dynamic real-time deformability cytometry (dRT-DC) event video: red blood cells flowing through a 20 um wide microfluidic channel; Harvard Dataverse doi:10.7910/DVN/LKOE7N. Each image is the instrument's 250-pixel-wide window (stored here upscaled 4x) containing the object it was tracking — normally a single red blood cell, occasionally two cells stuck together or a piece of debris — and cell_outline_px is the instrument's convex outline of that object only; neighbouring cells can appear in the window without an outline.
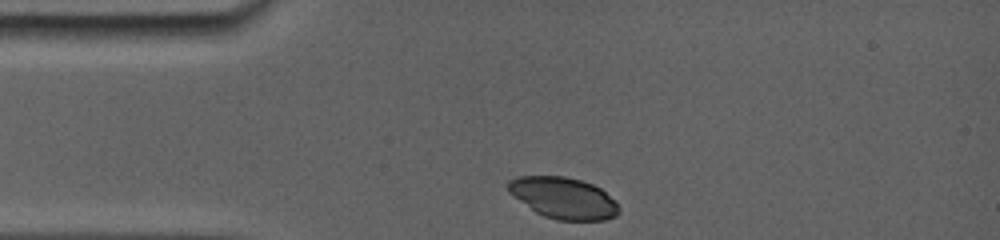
{"species": "common noctule bat (a hibernating species)", "species_latin": "Nyctalus noctula", "temperature_condition": "room temperature", "stored_images_in_passage": 17, "camera_frame_rate_fps": 5000, "um_per_image_px": 0.085, "animal": {"sex": "female", "body_mass_g": 19.0, "forearm_length_mm": 56.7}, "frame": {"image": 1, "passage_image": 1, "time_ms": 0.0, "image_size_px": [1000, 240], "cell_outline_px": [[620, 212], [616, 216], [604, 220], [556, 220], [544, 216], [536, 212], [508, 192], [504, 184], [508, 180], [516, 176], [564, 176], [580, 180], [592, 184], [600, 188], [616, 200], [620, 208]], "centroid_in_image_um": [47.88, 16.82], "position_along_channel_um": 37.1, "area_um2": 26.93}}
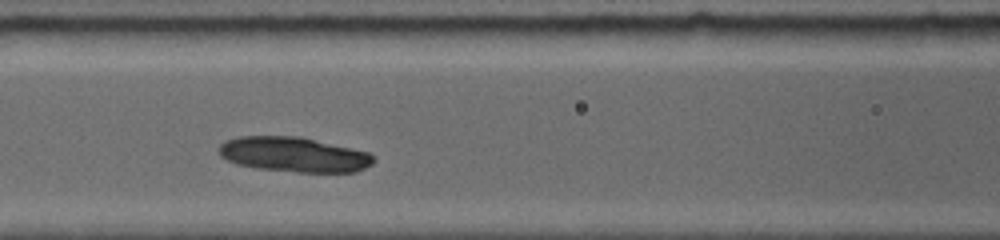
{"frame": {"image": 2, "passage_image": 6, "time_ms": 3.4, "image_size_px": [1000, 240], "cell_outline_px": [[376, 160], [372, 164], [356, 172], [296, 172], [256, 168], [236, 164], [220, 156], [220, 144], [228, 140], [244, 136], [296, 136], [368, 152]], "centroid_in_image_um": [24.98, 13.15], "position_along_channel_um": 141.6, "area_um2": 31.1}}
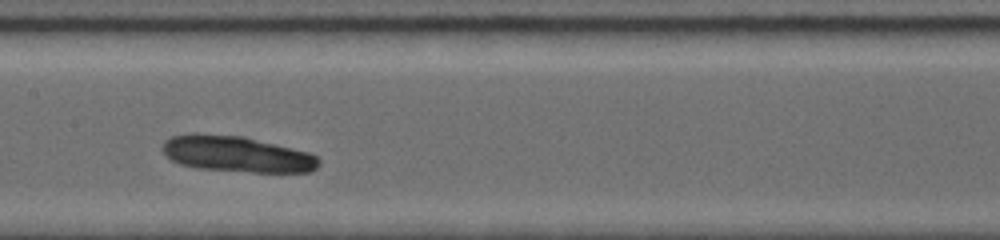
{"frame": {"image": 3, "passage_image": 8, "time_ms": 4.6, "image_size_px": [1000, 240], "cell_outline_px": [[320, 164], [312, 172], [252, 172], [196, 168], [180, 164], [172, 160], [164, 152], [164, 144], [172, 136], [240, 136], [308, 152], [316, 156], [320, 160]], "centroid_in_image_um": [20.23, 13.15], "position_along_channel_um": 187.2, "area_um2": 31.5}}